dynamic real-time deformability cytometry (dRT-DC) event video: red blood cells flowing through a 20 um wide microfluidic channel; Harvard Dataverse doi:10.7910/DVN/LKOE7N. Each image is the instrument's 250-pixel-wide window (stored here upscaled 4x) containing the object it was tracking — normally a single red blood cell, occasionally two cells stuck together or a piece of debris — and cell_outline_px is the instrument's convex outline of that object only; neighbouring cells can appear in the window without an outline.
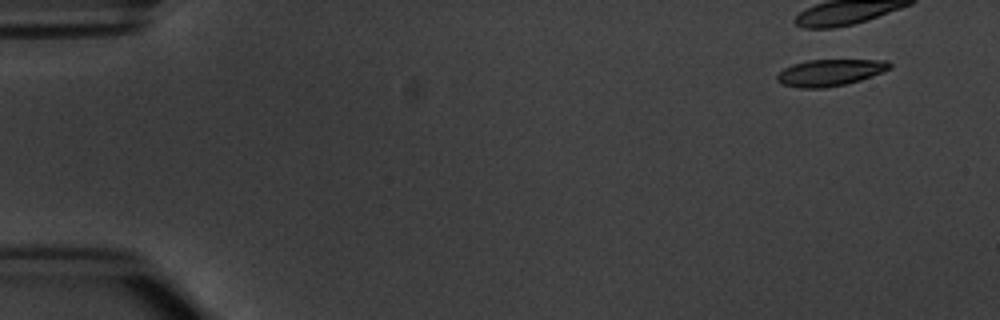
{"species": "common noctule bat (a hibernating species)", "species_latin": "Nyctalus noctula", "temperature_condition": "warm", "stored_images_in_passage": 5, "camera_frame_rate_fps": 3000, "um_per_image_px": 0.085, "animal": {"sex": "male", "body_mass_g": 20.1, "forearm_length_mm": 53.5}, "frame": {"image": 1, "passage_image": 2, "time_ms": 1.0, "image_size_px": [1000, 320], "cell_outline_px": [[892, 68], [884, 72], [860, 80], [844, 84], [824, 88], [800, 88], [784, 84], [776, 80], [776, 76], [784, 68], [792, 64], [808, 60], [888, 60], [892, 64]], "centroid_in_image_um": [70.58, 6.16], "position_along_channel_um": 14.4, "area_um2": 17.46}}